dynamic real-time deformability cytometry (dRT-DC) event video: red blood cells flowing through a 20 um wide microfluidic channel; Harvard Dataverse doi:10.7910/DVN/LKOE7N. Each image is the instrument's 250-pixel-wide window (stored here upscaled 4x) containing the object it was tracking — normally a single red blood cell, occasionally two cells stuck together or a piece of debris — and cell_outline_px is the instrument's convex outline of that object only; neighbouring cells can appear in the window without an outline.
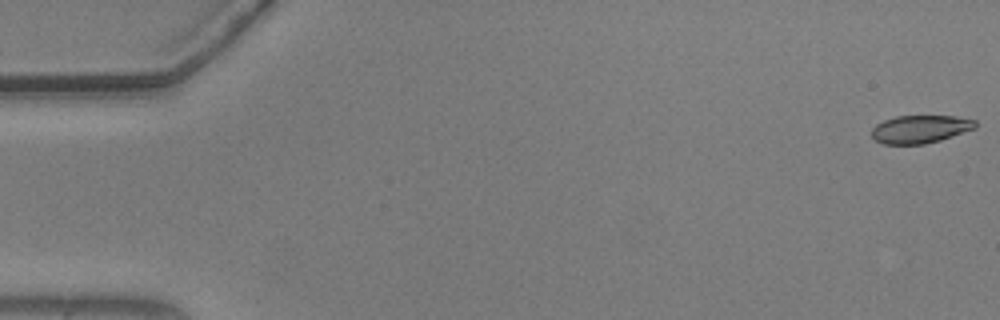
{"species": "common noctule bat (a hibernating species)", "species_latin": "Nyctalus noctula", "temperature_condition": "warm", "stored_images_in_passage": 13, "camera_frame_rate_fps": 3000, "um_per_image_px": 0.085, "animal": {"sex": "male", "body_mass_g": 20.5, "forearm_length_mm": 52.5}, "frame": {"image": 1, "passage_image": 1, "time_ms": 0.0, "image_size_px": [1000, 320], "cell_outline_px": [[976, 128], [940, 140], [924, 144], [884, 144], [876, 140], [872, 136], [872, 128], [876, 124], [884, 120], [896, 116], [956, 116], [976, 120]], "centroid_in_image_um": [78.22, 10.97], "position_along_channel_um": 6.8, "area_um2": 16.82}}